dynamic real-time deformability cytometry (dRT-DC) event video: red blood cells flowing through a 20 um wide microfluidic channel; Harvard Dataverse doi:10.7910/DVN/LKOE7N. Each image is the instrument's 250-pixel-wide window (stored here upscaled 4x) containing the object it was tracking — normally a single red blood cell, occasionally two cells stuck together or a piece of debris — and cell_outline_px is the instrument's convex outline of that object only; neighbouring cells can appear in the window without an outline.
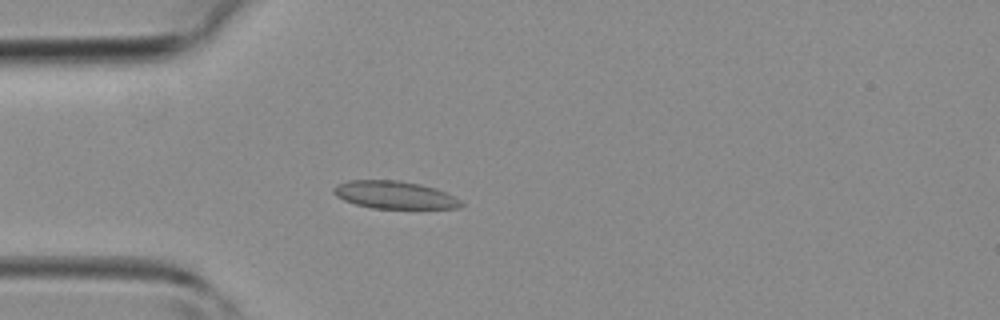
{"species": "common noctule bat (a hibernating species)", "species_latin": "Nyctalus noctula", "temperature_condition": "room temperature", "stored_images_in_passage": 41, "camera_frame_rate_fps": 3000, "um_per_image_px": 0.085, "animal": {"sex": "female", "body_mass_g": 19.3, "forearm_length_mm": 54.1}, "frame": {"image": 1, "passage_image": 11, "time_ms": 3.333, "image_size_px": [1000, 320], "cell_outline_px": [[464, 204], [460, 208], [372, 208], [356, 204], [344, 200], [336, 196], [332, 192], [332, 188], [336, 184], [348, 180], [400, 180], [420, 184], [436, 188], [460, 200]], "centroid_in_image_um": [33.49, 16.56], "position_along_channel_um": 51.5, "area_um2": 20.52}}
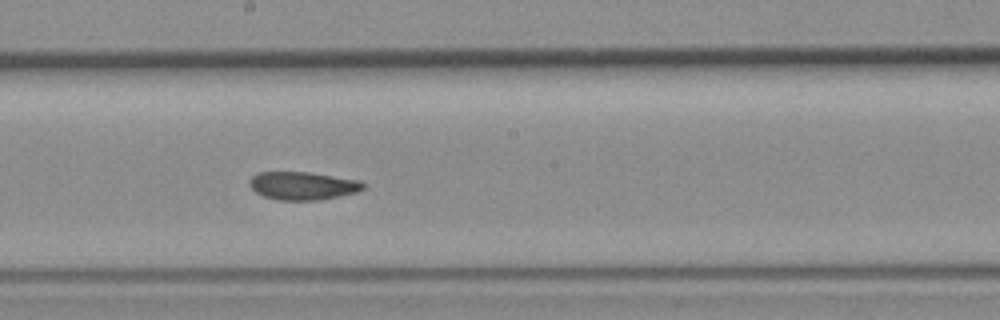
{"frame": {"image": 2, "passage_image": 22, "time_ms": 7.0, "image_size_px": [1000, 320], "cell_outline_px": [[364, 188], [356, 192], [320, 200], [280, 200], [264, 196], [256, 192], [248, 184], [248, 180], [256, 172], [308, 172], [360, 180], [364, 184]], "centroid_in_image_um": [25.7, 15.78], "position_along_channel_um": 222.5, "area_um2": 18.55}}
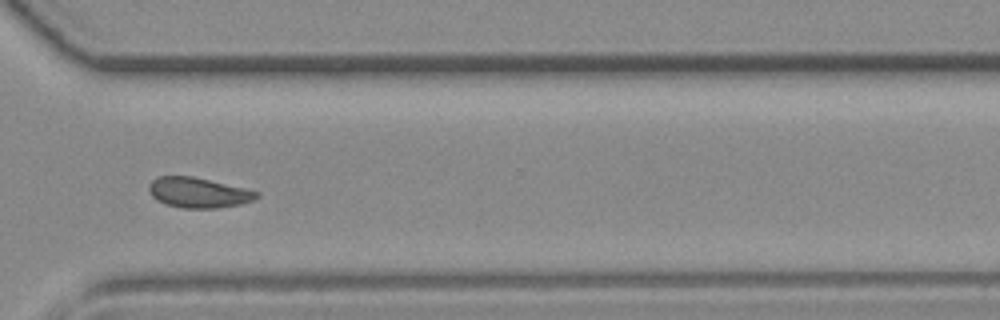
{"frame": {"image": 3, "passage_image": 30, "time_ms": 9.667, "image_size_px": [1000, 320], "cell_outline_px": [[260, 196], [252, 200], [240, 204], [216, 208], [184, 208], [164, 204], [156, 200], [152, 196], [148, 188], [148, 184], [156, 176], [192, 176], [244, 188], [260, 192]], "centroid_in_image_um": [16.83, 16.37], "position_along_channel_um": 353.8, "area_um2": 18.96}}